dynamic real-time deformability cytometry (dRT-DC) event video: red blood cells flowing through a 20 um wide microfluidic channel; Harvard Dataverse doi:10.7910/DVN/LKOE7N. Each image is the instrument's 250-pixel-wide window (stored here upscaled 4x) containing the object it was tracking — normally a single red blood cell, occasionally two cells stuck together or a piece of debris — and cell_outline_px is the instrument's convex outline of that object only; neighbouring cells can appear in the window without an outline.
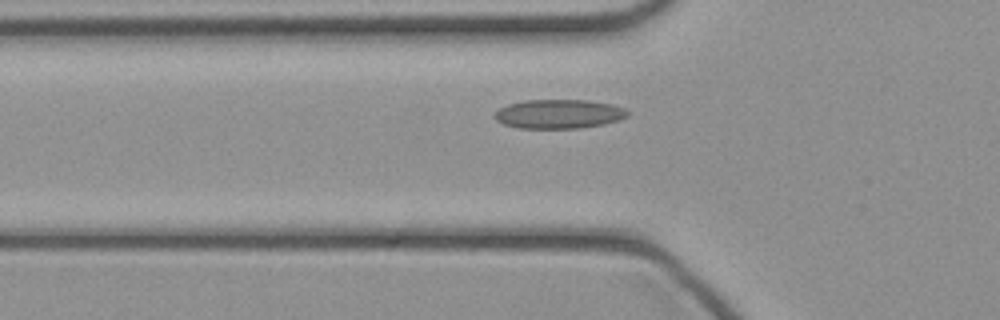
{"species": "common noctule bat (a hibernating species)", "species_latin": "Nyctalus noctula", "temperature_condition": "cold", "stored_images_in_passage": 38, "camera_frame_rate_fps": 3000, "um_per_image_px": 0.085, "animal": {"sex": "female", "body_mass_g": 21.9}, "frame": {"image": 1, "passage_image": 11, "time_ms": 3.333, "image_size_px": [1000, 320], "cell_outline_px": [[628, 116], [620, 120], [604, 124], [580, 128], [516, 128], [504, 124], [496, 120], [496, 112], [500, 108], [508, 104], [524, 100], [588, 100], [612, 104], [624, 108], [628, 112]], "centroid_in_image_um": [47.53, 9.69], "position_along_channel_um": 78.3, "area_um2": 22.54}}
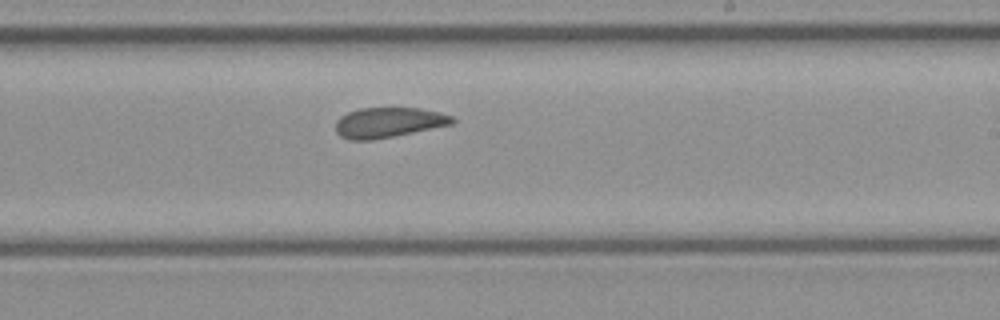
{"frame": {"image": 2, "passage_image": 23, "time_ms": 7.333, "image_size_px": [1000, 320], "cell_outline_px": [[456, 120], [452, 124], [372, 140], [348, 140], [340, 136], [336, 132], [336, 120], [340, 116], [348, 112], [360, 108], [420, 108], [440, 112], [452, 116]], "centroid_in_image_um": [32.99, 10.4], "position_along_channel_um": 256.0, "area_um2": 20.4}}
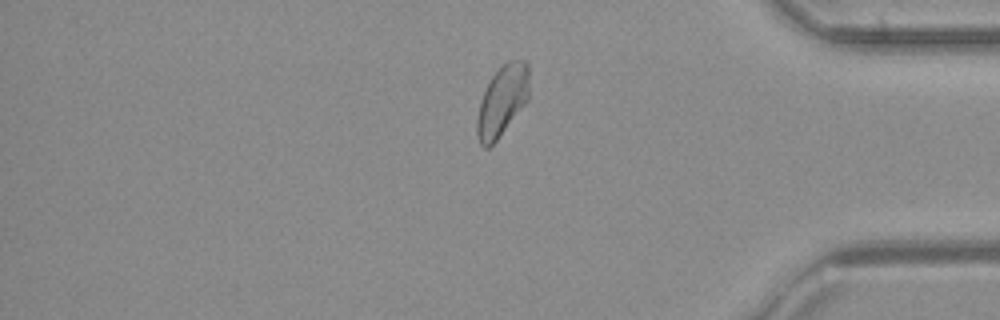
{"frame": {"image": 3, "passage_image": 34, "time_ms": 11.0, "image_size_px": [1000, 320], "cell_outline_px": [[528, 100], [496, 140], [488, 148], [484, 148], [480, 144], [476, 132], [476, 120], [480, 100], [492, 76], [508, 60], [524, 60], [528, 64]], "centroid_in_image_um": [42.67, 8.57], "position_along_channel_um": 392.5, "area_um2": 21.15}}